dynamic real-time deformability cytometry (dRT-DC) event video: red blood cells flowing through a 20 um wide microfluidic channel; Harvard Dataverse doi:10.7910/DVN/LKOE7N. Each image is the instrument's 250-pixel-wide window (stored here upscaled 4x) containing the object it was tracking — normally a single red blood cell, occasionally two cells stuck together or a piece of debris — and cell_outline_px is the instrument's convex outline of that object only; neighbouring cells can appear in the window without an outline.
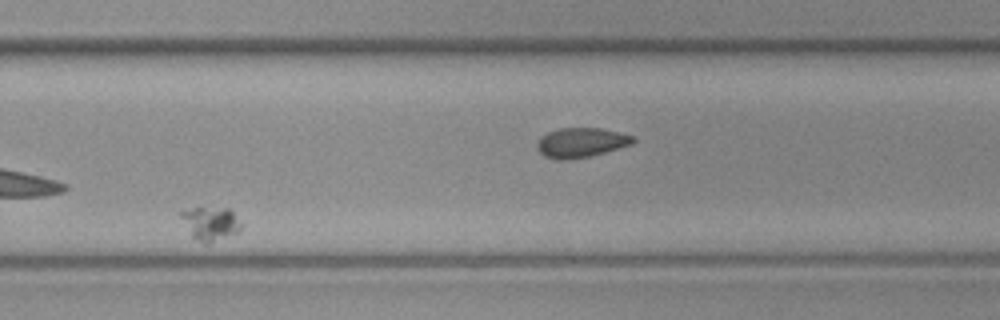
{"species": "common noctule bat (a hibernating species)", "species_latin": "Nyctalus noctula", "temperature_condition": "cold", "stored_images_in_passage": 37, "camera_frame_rate_fps": 3000, "um_per_image_px": 0.085, "animal": {"sex": "female", "body_mass_g": 19.3, "forearm_length_mm": 54.1}, "frame": {"image": 1, "passage_image": 21, "time_ms": 6.667, "image_size_px": [1000, 320], "cell_outline_px": [[244, 224], [236, 232], [208, 244], [192, 236], [180, 216], [180, 212], [192, 208], [228, 208]], "centroid_in_image_um": [17.91, 18.98], "position_along_channel_um": 311.9, "area_um2": 11.39}}